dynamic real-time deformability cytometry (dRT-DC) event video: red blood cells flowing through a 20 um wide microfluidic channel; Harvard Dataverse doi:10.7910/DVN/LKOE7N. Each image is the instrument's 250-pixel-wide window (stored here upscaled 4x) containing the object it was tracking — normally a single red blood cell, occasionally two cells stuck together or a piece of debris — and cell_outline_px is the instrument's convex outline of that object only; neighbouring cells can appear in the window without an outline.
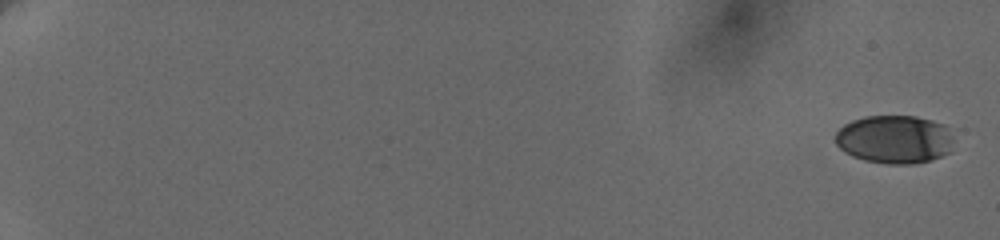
{"species": "human", "species_latin": "Homo sapiens", "temperature_condition": "cold", "stored_images_in_passage": 9, "camera_frame_rate_fps": 3000, "um_per_image_px": 0.085, "donor": {"sex": "female"}, "frame": {"image": 1, "passage_image": 1, "time_ms": 0.0, "image_size_px": [1000, 240], "cell_outline_px": [[952, 140], [948, 152], [940, 156], [928, 160], [912, 164], [888, 164], [864, 160], [852, 156], [844, 152], [836, 144], [836, 132], [844, 124], [852, 120], [864, 116], [916, 116], [932, 120], [944, 124], [952, 136]], "centroid_in_image_um": [76.0, 11.83], "position_along_channel_um": 9.0, "area_um2": 33.23}}
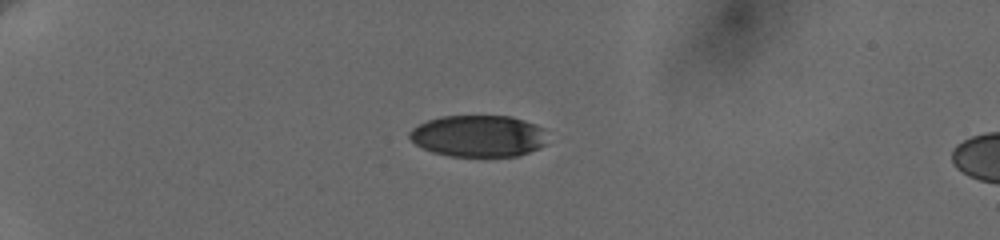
{"frame": {"image": 2, "passage_image": 7, "time_ms": 5.667, "image_size_px": [1000, 240], "cell_outline_px": [[544, 144], [528, 152], [516, 156], [452, 156], [432, 152], [416, 144], [408, 136], [408, 132], [412, 128], [428, 120], [440, 116], [512, 116], [536, 124], [540, 128]], "centroid_in_image_um": [40.59, 11.55], "position_along_channel_um": 44.4, "area_um2": 33.0}}